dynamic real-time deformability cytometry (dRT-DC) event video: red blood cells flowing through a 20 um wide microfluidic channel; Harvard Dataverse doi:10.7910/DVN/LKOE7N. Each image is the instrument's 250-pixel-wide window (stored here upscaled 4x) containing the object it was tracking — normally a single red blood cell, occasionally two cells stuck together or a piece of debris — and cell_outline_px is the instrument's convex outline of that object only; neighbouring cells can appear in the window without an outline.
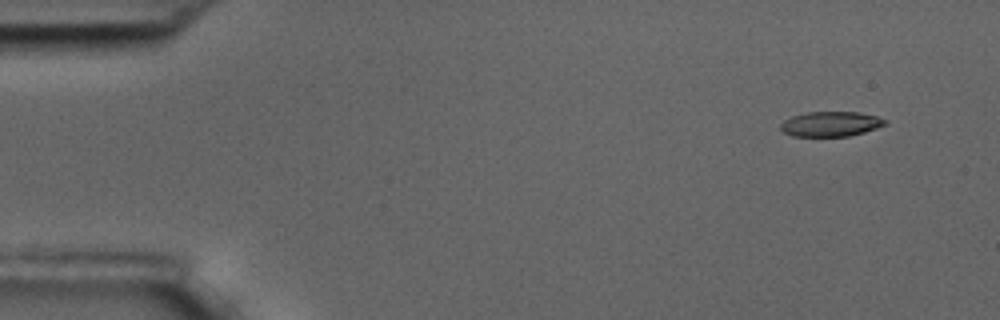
{"species": "common noctule bat (a hibernating species)", "species_latin": "Nyctalus noctula", "temperature_condition": "room temperature", "stored_images_in_passage": 6, "segment_of_instrument_passage": [2, 2], "camera_frame_rate_fps": 3000, "um_per_image_px": 0.085, "animal": {"sex": "male", "body_mass_g": 17.5, "forearm_length_mm": 52.3}, "frame": {"image": 1, "passage_image": 6, "time_ms": 1.667, "image_size_px": [1000, 320], "cell_outline_px": [[888, 124], [864, 132], [848, 136], [792, 136], [784, 132], [780, 128], [780, 124], [784, 120], [792, 116], [808, 112], [860, 112], [876, 116], [888, 120]], "centroid_in_image_um": [70.63, 10.53], "position_along_channel_um": 14.4, "area_um2": 15.2}}